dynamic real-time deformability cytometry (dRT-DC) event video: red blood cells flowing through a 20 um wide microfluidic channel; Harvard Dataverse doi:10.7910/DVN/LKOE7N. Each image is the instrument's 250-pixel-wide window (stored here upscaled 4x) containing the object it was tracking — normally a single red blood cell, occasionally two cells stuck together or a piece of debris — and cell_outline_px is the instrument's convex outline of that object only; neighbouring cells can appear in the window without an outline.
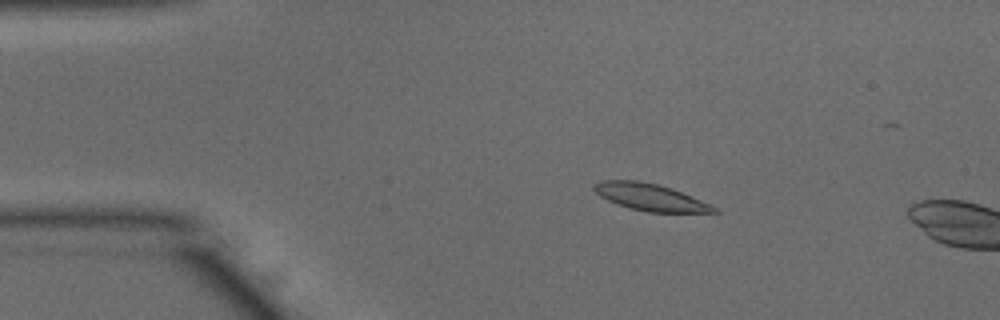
{"species": "common noctule bat (a hibernating species)", "species_latin": "Nyctalus noctula", "temperature_condition": "warm", "stored_images_in_passage": 16, "camera_frame_rate_fps": 3000, "um_per_image_px": 0.085, "animal": {"sex": "male", "body_mass_g": 15.6}, "frame": {"image": 1, "passage_image": 10, "time_ms": 3.0, "image_size_px": [1000, 320], "cell_outline_px": [[720, 212], [648, 212], [628, 208], [616, 204], [600, 196], [592, 188], [592, 184], [600, 180], [636, 180], [656, 184], [672, 188], [712, 204]], "centroid_in_image_um": [55.24, 16.75], "position_along_channel_um": 29.8, "area_um2": 18.9}}